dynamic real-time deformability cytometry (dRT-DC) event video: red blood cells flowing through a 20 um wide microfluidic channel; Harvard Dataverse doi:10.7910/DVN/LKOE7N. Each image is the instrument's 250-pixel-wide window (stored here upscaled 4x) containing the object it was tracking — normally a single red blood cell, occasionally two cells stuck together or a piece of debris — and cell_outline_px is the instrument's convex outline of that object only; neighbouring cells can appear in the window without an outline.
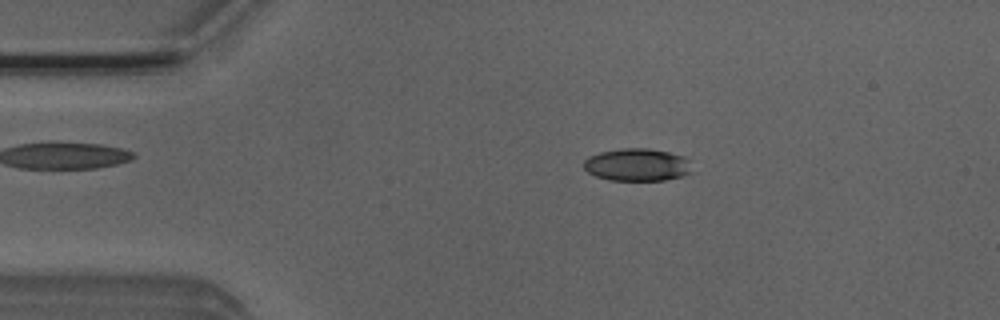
{"species": "Egyptian fruit bat (a non-hibernating species)", "species_latin": "Rousettus aegyptiacus", "temperature_condition": "room temperature", "stored_images_in_passage": 48, "camera_frame_rate_fps": 3000, "um_per_image_px": 0.085, "animal": {"sex": "male"}, "frame": {"image": 1, "passage_image": 6, "time_ms": 1.667, "image_size_px": [1000, 320], "cell_outline_px": [[692, 172], [680, 176], [664, 180], [608, 180], [596, 176], [588, 172], [584, 168], [584, 160], [588, 156], [600, 152], [624, 148], [648, 148], [668, 152], [684, 156], [688, 160]], "centroid_in_image_um": [54.14, 14.0], "position_along_channel_um": 30.9, "area_um2": 20.46}}
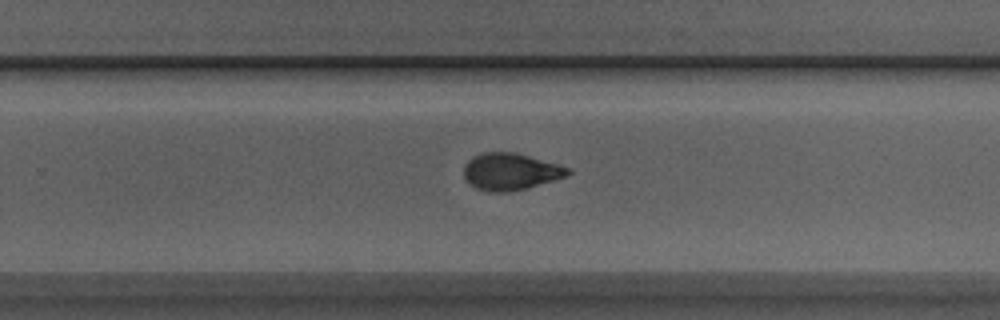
{"frame": {"image": 2, "passage_image": 29, "time_ms": 9.333, "image_size_px": [1000, 320], "cell_outline_px": [[572, 172], [568, 176], [528, 188], [504, 192], [492, 192], [476, 188], [468, 184], [464, 176], [464, 164], [472, 156], [484, 152], [516, 152], [572, 168]], "centroid_in_image_um": [43.4, 14.58], "position_along_channel_um": 286.4, "area_um2": 22.66}}
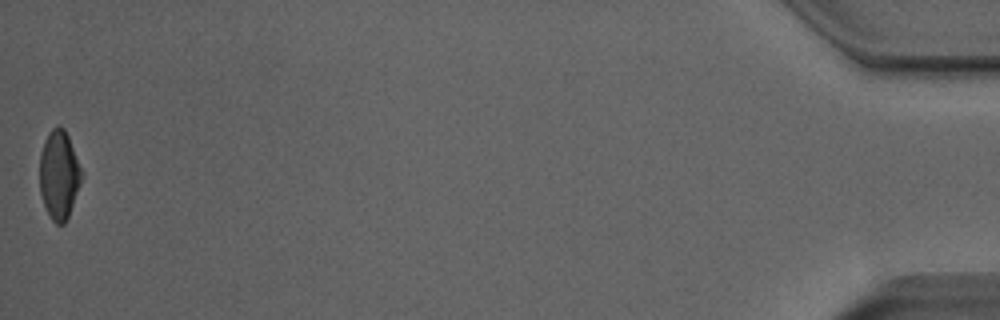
{"frame": {"image": 3, "passage_image": 48, "time_ms": 15.667, "image_size_px": [1000, 320], "cell_outline_px": [[84, 172], [80, 184], [68, 216], [64, 224], [56, 224], [52, 220], [44, 204], [40, 192], [40, 152], [44, 140], [48, 132], [52, 128], [64, 128], [68, 136]], "centroid_in_image_um": [5.02, 14.84], "position_along_channel_um": 430.2, "area_um2": 21.56}, "authors_computed_cell_mechanics": {"area_um2": 22.3108, "velocity_mm_per_s": 3.9252, "shape_relaxation_time_tau1_ms": 3.5568, "shape_relaxation_time_tau2_ms": 2.084, "deformation_change_tau1": 0.1528, "deformation_change_tau2": 0.0754}}